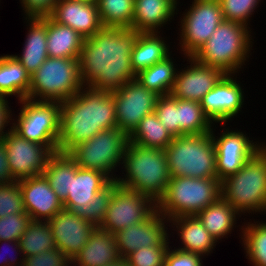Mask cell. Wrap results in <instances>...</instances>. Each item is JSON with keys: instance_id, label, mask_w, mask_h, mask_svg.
<instances>
[{"instance_id": "cell-26", "label": "cell", "mask_w": 266, "mask_h": 266, "mask_svg": "<svg viewBox=\"0 0 266 266\" xmlns=\"http://www.w3.org/2000/svg\"><path fill=\"white\" fill-rule=\"evenodd\" d=\"M119 258L114 234L97 227L71 266H107Z\"/></svg>"}, {"instance_id": "cell-42", "label": "cell", "mask_w": 266, "mask_h": 266, "mask_svg": "<svg viewBox=\"0 0 266 266\" xmlns=\"http://www.w3.org/2000/svg\"><path fill=\"white\" fill-rule=\"evenodd\" d=\"M170 246H142L125 257L129 266H164Z\"/></svg>"}, {"instance_id": "cell-19", "label": "cell", "mask_w": 266, "mask_h": 266, "mask_svg": "<svg viewBox=\"0 0 266 266\" xmlns=\"http://www.w3.org/2000/svg\"><path fill=\"white\" fill-rule=\"evenodd\" d=\"M54 243L72 261L84 247L97 226L70 210H60L48 221Z\"/></svg>"}, {"instance_id": "cell-30", "label": "cell", "mask_w": 266, "mask_h": 266, "mask_svg": "<svg viewBox=\"0 0 266 266\" xmlns=\"http://www.w3.org/2000/svg\"><path fill=\"white\" fill-rule=\"evenodd\" d=\"M30 74L14 57V54L1 55L0 59V95H14L18 101L27 98L30 89Z\"/></svg>"}, {"instance_id": "cell-23", "label": "cell", "mask_w": 266, "mask_h": 266, "mask_svg": "<svg viewBox=\"0 0 266 266\" xmlns=\"http://www.w3.org/2000/svg\"><path fill=\"white\" fill-rule=\"evenodd\" d=\"M179 7L175 0H134L131 30L160 33L165 25L174 21L175 15L177 17Z\"/></svg>"}, {"instance_id": "cell-9", "label": "cell", "mask_w": 266, "mask_h": 266, "mask_svg": "<svg viewBox=\"0 0 266 266\" xmlns=\"http://www.w3.org/2000/svg\"><path fill=\"white\" fill-rule=\"evenodd\" d=\"M18 103L20 112L12 117L11 128L22 138L42 144L53 153L58 152L61 103L29 98Z\"/></svg>"}, {"instance_id": "cell-38", "label": "cell", "mask_w": 266, "mask_h": 266, "mask_svg": "<svg viewBox=\"0 0 266 266\" xmlns=\"http://www.w3.org/2000/svg\"><path fill=\"white\" fill-rule=\"evenodd\" d=\"M262 0H219L224 20L250 28V20ZM249 23V24H248Z\"/></svg>"}, {"instance_id": "cell-32", "label": "cell", "mask_w": 266, "mask_h": 266, "mask_svg": "<svg viewBox=\"0 0 266 266\" xmlns=\"http://www.w3.org/2000/svg\"><path fill=\"white\" fill-rule=\"evenodd\" d=\"M172 54L161 62H157L136 74V80L149 91H153L159 96L169 95L178 70V65L175 63L177 61H175L176 59H174Z\"/></svg>"}, {"instance_id": "cell-39", "label": "cell", "mask_w": 266, "mask_h": 266, "mask_svg": "<svg viewBox=\"0 0 266 266\" xmlns=\"http://www.w3.org/2000/svg\"><path fill=\"white\" fill-rule=\"evenodd\" d=\"M155 113L159 121L166 127L167 131L174 137L179 136V116H178V98L173 96H159Z\"/></svg>"}, {"instance_id": "cell-21", "label": "cell", "mask_w": 266, "mask_h": 266, "mask_svg": "<svg viewBox=\"0 0 266 266\" xmlns=\"http://www.w3.org/2000/svg\"><path fill=\"white\" fill-rule=\"evenodd\" d=\"M50 17L61 25L71 27L84 39L103 28L96 3L87 0L58 1Z\"/></svg>"}, {"instance_id": "cell-48", "label": "cell", "mask_w": 266, "mask_h": 266, "mask_svg": "<svg viewBox=\"0 0 266 266\" xmlns=\"http://www.w3.org/2000/svg\"><path fill=\"white\" fill-rule=\"evenodd\" d=\"M9 98L0 95V140L6 135L7 130L11 128L12 116H15L9 106ZM9 128H6L8 127ZM7 129V130H5Z\"/></svg>"}, {"instance_id": "cell-2", "label": "cell", "mask_w": 266, "mask_h": 266, "mask_svg": "<svg viewBox=\"0 0 266 266\" xmlns=\"http://www.w3.org/2000/svg\"><path fill=\"white\" fill-rule=\"evenodd\" d=\"M113 93L89 86L61 103L59 152L69 153L102 130L117 128Z\"/></svg>"}, {"instance_id": "cell-37", "label": "cell", "mask_w": 266, "mask_h": 266, "mask_svg": "<svg viewBox=\"0 0 266 266\" xmlns=\"http://www.w3.org/2000/svg\"><path fill=\"white\" fill-rule=\"evenodd\" d=\"M96 5L103 27L131 29L134 0H98Z\"/></svg>"}, {"instance_id": "cell-27", "label": "cell", "mask_w": 266, "mask_h": 266, "mask_svg": "<svg viewBox=\"0 0 266 266\" xmlns=\"http://www.w3.org/2000/svg\"><path fill=\"white\" fill-rule=\"evenodd\" d=\"M162 35L163 32L138 34L131 53V65L135 74L161 62L172 53L170 44L166 42L168 37Z\"/></svg>"}, {"instance_id": "cell-22", "label": "cell", "mask_w": 266, "mask_h": 266, "mask_svg": "<svg viewBox=\"0 0 266 266\" xmlns=\"http://www.w3.org/2000/svg\"><path fill=\"white\" fill-rule=\"evenodd\" d=\"M111 182L112 180L100 171L77 166L76 174L71 176V189L63 201L64 209L83 217L90 200Z\"/></svg>"}, {"instance_id": "cell-43", "label": "cell", "mask_w": 266, "mask_h": 266, "mask_svg": "<svg viewBox=\"0 0 266 266\" xmlns=\"http://www.w3.org/2000/svg\"><path fill=\"white\" fill-rule=\"evenodd\" d=\"M30 221L27 213L8 214L0 218V241H18Z\"/></svg>"}, {"instance_id": "cell-7", "label": "cell", "mask_w": 266, "mask_h": 266, "mask_svg": "<svg viewBox=\"0 0 266 266\" xmlns=\"http://www.w3.org/2000/svg\"><path fill=\"white\" fill-rule=\"evenodd\" d=\"M165 152L170 177L217 178L211 132L174 137Z\"/></svg>"}, {"instance_id": "cell-5", "label": "cell", "mask_w": 266, "mask_h": 266, "mask_svg": "<svg viewBox=\"0 0 266 266\" xmlns=\"http://www.w3.org/2000/svg\"><path fill=\"white\" fill-rule=\"evenodd\" d=\"M221 197L241 216L266 214V144L221 182Z\"/></svg>"}, {"instance_id": "cell-35", "label": "cell", "mask_w": 266, "mask_h": 266, "mask_svg": "<svg viewBox=\"0 0 266 266\" xmlns=\"http://www.w3.org/2000/svg\"><path fill=\"white\" fill-rule=\"evenodd\" d=\"M18 242L24 257L56 248L48 221L31 220Z\"/></svg>"}, {"instance_id": "cell-6", "label": "cell", "mask_w": 266, "mask_h": 266, "mask_svg": "<svg viewBox=\"0 0 266 266\" xmlns=\"http://www.w3.org/2000/svg\"><path fill=\"white\" fill-rule=\"evenodd\" d=\"M221 197L218 178L171 177L157 211L167 219L195 216Z\"/></svg>"}, {"instance_id": "cell-49", "label": "cell", "mask_w": 266, "mask_h": 266, "mask_svg": "<svg viewBox=\"0 0 266 266\" xmlns=\"http://www.w3.org/2000/svg\"><path fill=\"white\" fill-rule=\"evenodd\" d=\"M14 181L15 180L10 174L5 143L3 140H0V185Z\"/></svg>"}, {"instance_id": "cell-40", "label": "cell", "mask_w": 266, "mask_h": 266, "mask_svg": "<svg viewBox=\"0 0 266 266\" xmlns=\"http://www.w3.org/2000/svg\"><path fill=\"white\" fill-rule=\"evenodd\" d=\"M15 213H26L18 181L0 185V218Z\"/></svg>"}, {"instance_id": "cell-4", "label": "cell", "mask_w": 266, "mask_h": 266, "mask_svg": "<svg viewBox=\"0 0 266 266\" xmlns=\"http://www.w3.org/2000/svg\"><path fill=\"white\" fill-rule=\"evenodd\" d=\"M251 28L223 20L211 37L192 57L198 62L221 69L225 74H238L249 62L254 43Z\"/></svg>"}, {"instance_id": "cell-33", "label": "cell", "mask_w": 266, "mask_h": 266, "mask_svg": "<svg viewBox=\"0 0 266 266\" xmlns=\"http://www.w3.org/2000/svg\"><path fill=\"white\" fill-rule=\"evenodd\" d=\"M240 226L243 250L250 264L253 266H266V222L249 219Z\"/></svg>"}, {"instance_id": "cell-1", "label": "cell", "mask_w": 266, "mask_h": 266, "mask_svg": "<svg viewBox=\"0 0 266 266\" xmlns=\"http://www.w3.org/2000/svg\"><path fill=\"white\" fill-rule=\"evenodd\" d=\"M138 34L128 28L103 27L84 39L79 58L83 86L112 92L136 79L131 53Z\"/></svg>"}, {"instance_id": "cell-44", "label": "cell", "mask_w": 266, "mask_h": 266, "mask_svg": "<svg viewBox=\"0 0 266 266\" xmlns=\"http://www.w3.org/2000/svg\"><path fill=\"white\" fill-rule=\"evenodd\" d=\"M23 266H71V261L59 249L24 257Z\"/></svg>"}, {"instance_id": "cell-10", "label": "cell", "mask_w": 266, "mask_h": 266, "mask_svg": "<svg viewBox=\"0 0 266 266\" xmlns=\"http://www.w3.org/2000/svg\"><path fill=\"white\" fill-rule=\"evenodd\" d=\"M128 144L126 132L110 128L77 145L68 154L78 167L100 171L113 181L117 179L114 172H118L117 167L120 169Z\"/></svg>"}, {"instance_id": "cell-28", "label": "cell", "mask_w": 266, "mask_h": 266, "mask_svg": "<svg viewBox=\"0 0 266 266\" xmlns=\"http://www.w3.org/2000/svg\"><path fill=\"white\" fill-rule=\"evenodd\" d=\"M209 234L218 242L234 231L241 215L222 197L197 215ZM238 218V220H237Z\"/></svg>"}, {"instance_id": "cell-20", "label": "cell", "mask_w": 266, "mask_h": 266, "mask_svg": "<svg viewBox=\"0 0 266 266\" xmlns=\"http://www.w3.org/2000/svg\"><path fill=\"white\" fill-rule=\"evenodd\" d=\"M26 213L34 221H49L60 210L63 202L53 191L43 174L18 181Z\"/></svg>"}, {"instance_id": "cell-51", "label": "cell", "mask_w": 266, "mask_h": 266, "mask_svg": "<svg viewBox=\"0 0 266 266\" xmlns=\"http://www.w3.org/2000/svg\"><path fill=\"white\" fill-rule=\"evenodd\" d=\"M87 1H90V2H95V3H96L98 0H87Z\"/></svg>"}, {"instance_id": "cell-29", "label": "cell", "mask_w": 266, "mask_h": 266, "mask_svg": "<svg viewBox=\"0 0 266 266\" xmlns=\"http://www.w3.org/2000/svg\"><path fill=\"white\" fill-rule=\"evenodd\" d=\"M84 38L69 26L47 17V52L51 58H80Z\"/></svg>"}, {"instance_id": "cell-11", "label": "cell", "mask_w": 266, "mask_h": 266, "mask_svg": "<svg viewBox=\"0 0 266 266\" xmlns=\"http://www.w3.org/2000/svg\"><path fill=\"white\" fill-rule=\"evenodd\" d=\"M182 12L178 28L179 51L185 57H192L211 37L224 20L219 0H193ZM180 33V34H179Z\"/></svg>"}, {"instance_id": "cell-24", "label": "cell", "mask_w": 266, "mask_h": 266, "mask_svg": "<svg viewBox=\"0 0 266 266\" xmlns=\"http://www.w3.org/2000/svg\"><path fill=\"white\" fill-rule=\"evenodd\" d=\"M167 226H171L181 240H179L181 242L179 246H181L177 245L178 249L199 254L204 258L213 253L217 241L209 234L196 215L172 218Z\"/></svg>"}, {"instance_id": "cell-17", "label": "cell", "mask_w": 266, "mask_h": 266, "mask_svg": "<svg viewBox=\"0 0 266 266\" xmlns=\"http://www.w3.org/2000/svg\"><path fill=\"white\" fill-rule=\"evenodd\" d=\"M166 223L169 219L156 210L147 220L114 233L119 256L125 258L142 246H170Z\"/></svg>"}, {"instance_id": "cell-18", "label": "cell", "mask_w": 266, "mask_h": 266, "mask_svg": "<svg viewBox=\"0 0 266 266\" xmlns=\"http://www.w3.org/2000/svg\"><path fill=\"white\" fill-rule=\"evenodd\" d=\"M185 58L186 64L190 65H186L184 69L178 68L170 95L178 99L200 102L225 73L219 68L202 64L193 57Z\"/></svg>"}, {"instance_id": "cell-13", "label": "cell", "mask_w": 266, "mask_h": 266, "mask_svg": "<svg viewBox=\"0 0 266 266\" xmlns=\"http://www.w3.org/2000/svg\"><path fill=\"white\" fill-rule=\"evenodd\" d=\"M156 210L157 203L149 196L117 184L99 228L114 234L147 220Z\"/></svg>"}, {"instance_id": "cell-34", "label": "cell", "mask_w": 266, "mask_h": 266, "mask_svg": "<svg viewBox=\"0 0 266 266\" xmlns=\"http://www.w3.org/2000/svg\"><path fill=\"white\" fill-rule=\"evenodd\" d=\"M172 139L173 136L159 121L155 112L146 115L129 135V142L131 143L162 150L166 149Z\"/></svg>"}, {"instance_id": "cell-31", "label": "cell", "mask_w": 266, "mask_h": 266, "mask_svg": "<svg viewBox=\"0 0 266 266\" xmlns=\"http://www.w3.org/2000/svg\"><path fill=\"white\" fill-rule=\"evenodd\" d=\"M76 171L75 160L68 153L58 151L49 157L42 174L63 202L67 198L68 190L71 189V176H74Z\"/></svg>"}, {"instance_id": "cell-41", "label": "cell", "mask_w": 266, "mask_h": 266, "mask_svg": "<svg viewBox=\"0 0 266 266\" xmlns=\"http://www.w3.org/2000/svg\"><path fill=\"white\" fill-rule=\"evenodd\" d=\"M117 185V182L113 180L106 188L98 192L90 203L86 206V214L83 216L85 220H88L97 227L100 226L105 218L109 202L112 198L113 189Z\"/></svg>"}, {"instance_id": "cell-16", "label": "cell", "mask_w": 266, "mask_h": 266, "mask_svg": "<svg viewBox=\"0 0 266 266\" xmlns=\"http://www.w3.org/2000/svg\"><path fill=\"white\" fill-rule=\"evenodd\" d=\"M237 76V74H225L200 101L203 113L214 125L231 122L242 112L246 97L244 86H241L239 80L237 81Z\"/></svg>"}, {"instance_id": "cell-46", "label": "cell", "mask_w": 266, "mask_h": 266, "mask_svg": "<svg viewBox=\"0 0 266 266\" xmlns=\"http://www.w3.org/2000/svg\"><path fill=\"white\" fill-rule=\"evenodd\" d=\"M203 256L191 252H186L177 247L170 246L166 256L164 266H203Z\"/></svg>"}, {"instance_id": "cell-15", "label": "cell", "mask_w": 266, "mask_h": 266, "mask_svg": "<svg viewBox=\"0 0 266 266\" xmlns=\"http://www.w3.org/2000/svg\"><path fill=\"white\" fill-rule=\"evenodd\" d=\"M2 140L6 147L10 174L15 181L42 174L53 154L44 145L22 138L12 128Z\"/></svg>"}, {"instance_id": "cell-8", "label": "cell", "mask_w": 266, "mask_h": 266, "mask_svg": "<svg viewBox=\"0 0 266 266\" xmlns=\"http://www.w3.org/2000/svg\"><path fill=\"white\" fill-rule=\"evenodd\" d=\"M82 87L79 59L48 57L30 76L27 98L62 103L77 94Z\"/></svg>"}, {"instance_id": "cell-12", "label": "cell", "mask_w": 266, "mask_h": 266, "mask_svg": "<svg viewBox=\"0 0 266 266\" xmlns=\"http://www.w3.org/2000/svg\"><path fill=\"white\" fill-rule=\"evenodd\" d=\"M220 133L215 135L216 125L211 129V135L216 152V171L220 182L235 174L244 164L266 143L254 141L243 130H232L226 123L221 124ZM214 128V129H213ZM243 131V132H242ZM251 139V140H250Z\"/></svg>"}, {"instance_id": "cell-45", "label": "cell", "mask_w": 266, "mask_h": 266, "mask_svg": "<svg viewBox=\"0 0 266 266\" xmlns=\"http://www.w3.org/2000/svg\"><path fill=\"white\" fill-rule=\"evenodd\" d=\"M24 18L50 17L59 0H19Z\"/></svg>"}, {"instance_id": "cell-47", "label": "cell", "mask_w": 266, "mask_h": 266, "mask_svg": "<svg viewBox=\"0 0 266 266\" xmlns=\"http://www.w3.org/2000/svg\"><path fill=\"white\" fill-rule=\"evenodd\" d=\"M0 244L1 245H4L5 246L4 248H6V246H8L7 247L8 249H6V250L3 248V251L5 250L7 254L10 252L9 250H11V249H12L11 250L12 251L11 253L14 252L16 254L14 256L13 255H10V253L7 255V254L1 253L2 251L0 250V266H23V263H24V255H23V252L21 251V248H20V245H19V242L18 241H7V240H3V241H0ZM0 249H2V248L0 247ZM18 254H19V257L20 258L17 257ZM5 256H6V258H5Z\"/></svg>"}, {"instance_id": "cell-14", "label": "cell", "mask_w": 266, "mask_h": 266, "mask_svg": "<svg viewBox=\"0 0 266 266\" xmlns=\"http://www.w3.org/2000/svg\"><path fill=\"white\" fill-rule=\"evenodd\" d=\"M115 102L117 128L130 135L141 120L153 112L159 95L149 91L136 79L112 91Z\"/></svg>"}, {"instance_id": "cell-52", "label": "cell", "mask_w": 266, "mask_h": 266, "mask_svg": "<svg viewBox=\"0 0 266 266\" xmlns=\"http://www.w3.org/2000/svg\"><path fill=\"white\" fill-rule=\"evenodd\" d=\"M59 1H78V0H59Z\"/></svg>"}, {"instance_id": "cell-50", "label": "cell", "mask_w": 266, "mask_h": 266, "mask_svg": "<svg viewBox=\"0 0 266 266\" xmlns=\"http://www.w3.org/2000/svg\"><path fill=\"white\" fill-rule=\"evenodd\" d=\"M107 266H129V265L125 258L120 257L115 262H112L111 264H108Z\"/></svg>"}, {"instance_id": "cell-3", "label": "cell", "mask_w": 266, "mask_h": 266, "mask_svg": "<svg viewBox=\"0 0 266 266\" xmlns=\"http://www.w3.org/2000/svg\"><path fill=\"white\" fill-rule=\"evenodd\" d=\"M121 167L124 175L117 176V184L149 196L156 203L171 178L165 150L131 142L124 152Z\"/></svg>"}, {"instance_id": "cell-36", "label": "cell", "mask_w": 266, "mask_h": 266, "mask_svg": "<svg viewBox=\"0 0 266 266\" xmlns=\"http://www.w3.org/2000/svg\"><path fill=\"white\" fill-rule=\"evenodd\" d=\"M179 136L211 132L212 123L203 113L200 102L178 99Z\"/></svg>"}, {"instance_id": "cell-25", "label": "cell", "mask_w": 266, "mask_h": 266, "mask_svg": "<svg viewBox=\"0 0 266 266\" xmlns=\"http://www.w3.org/2000/svg\"><path fill=\"white\" fill-rule=\"evenodd\" d=\"M28 27L26 40L21 54L14 57L21 63L26 71L32 75L49 57L47 52V17L24 18Z\"/></svg>"}]
</instances>
